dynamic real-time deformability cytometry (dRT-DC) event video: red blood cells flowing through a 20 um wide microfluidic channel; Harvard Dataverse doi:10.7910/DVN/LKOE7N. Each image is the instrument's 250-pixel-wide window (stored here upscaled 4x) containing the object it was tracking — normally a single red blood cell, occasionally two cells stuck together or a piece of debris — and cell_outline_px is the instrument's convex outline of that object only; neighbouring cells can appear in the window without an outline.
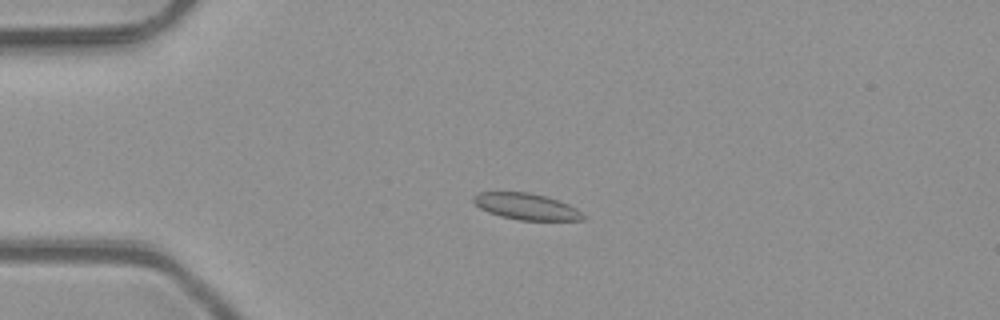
{"species": "common noctule bat (a hibernating species)", "species_latin": "Nyctalus noctula", "temperature_condition": "room temperature", "stored_images_in_passage": 43, "camera_frame_rate_fps": 3000, "um_per_image_px": 0.085, "animal": {"sex": "male", "body_mass_g": 23.1, "forearm_length_mm": 52.7}, "frame": {"image": 1, "passage_image": 5, "time_ms": 1.333, "image_size_px": [1000, 320], "cell_outline_px": [[588, 216], [584, 220], [520, 220], [500, 216], [488, 212], [480, 208], [472, 200], [472, 196], [476, 192], [528, 192], [544, 196], [568, 204], [576, 208]], "centroid_in_image_um": [44.73, 17.55], "position_along_channel_um": 40.3, "area_um2": 16.88}}
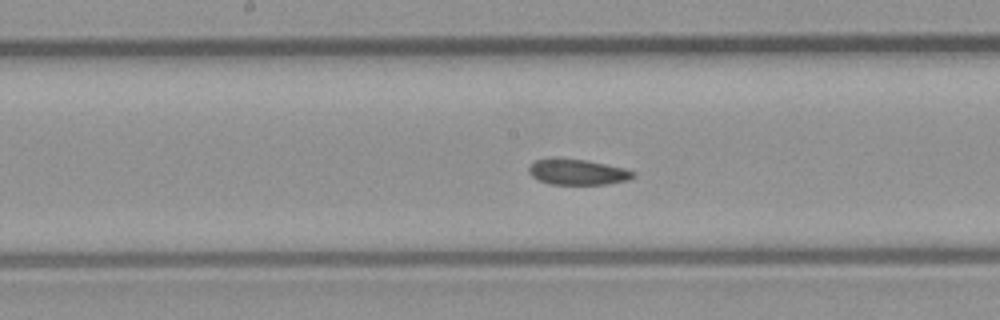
{"frame": {"image": 2, "passage_image": 19, "time_ms": 6.0, "image_size_px": [1000, 320], "cell_outline_px": [[636, 176], [628, 180], [608, 184], [548, 184], [532, 176], [528, 172], [528, 168], [536, 160], [548, 156], [560, 156], [584, 160], [624, 168], [636, 172]], "centroid_in_image_um": [49.06, 14.59], "position_along_channel_um": 199.1, "area_um2": 15.95}}
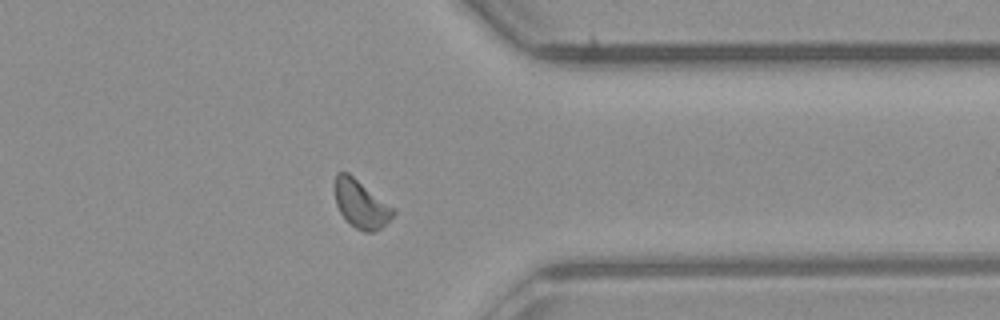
{"frame": {"image": 3, "passage_image": 33, "time_ms": 10.667, "image_size_px": [1000, 320], "cell_outline_px": [[396, 212], [376, 232], [364, 232], [356, 228], [344, 220], [336, 204], [332, 184], [336, 172], [348, 172], [396, 208]], "centroid_in_image_um": [30.64, 17.31], "position_along_channel_um": 380.8, "area_um2": 16.82}, "authors_computed_cell_mechanics": {"area_um2": 16.2418, "velocity_mm_per_s": 4.0669, "shape_relaxation_time_tau1_ms": null, "shape_relaxation_time_tau2_ms": 2.9775, "deformation_change_tau1": null, "deformation_change_tau2": 0.069}}